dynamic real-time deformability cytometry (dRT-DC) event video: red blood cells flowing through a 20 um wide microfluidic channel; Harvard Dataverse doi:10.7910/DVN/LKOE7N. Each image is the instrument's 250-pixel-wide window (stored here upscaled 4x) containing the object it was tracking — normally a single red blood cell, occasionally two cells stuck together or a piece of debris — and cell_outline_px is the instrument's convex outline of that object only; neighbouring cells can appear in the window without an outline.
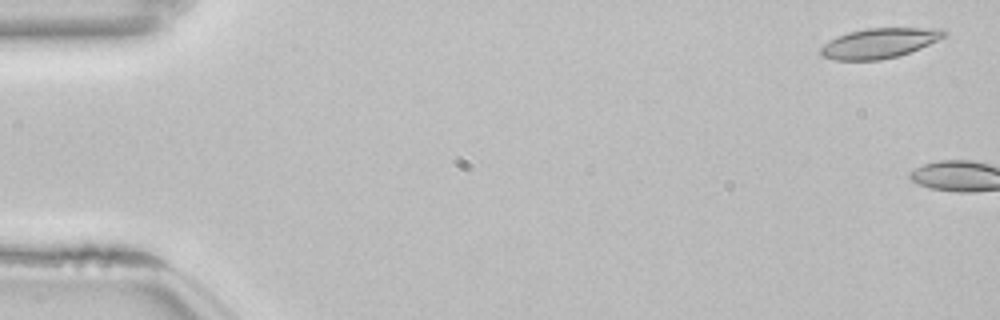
{"species": "common noctule bat (a hibernating species)", "species_latin": "Nyctalus noctula", "temperature_condition": "room temperature", "stored_images_in_passage": 4, "camera_frame_rate_fps": 3000, "um_per_image_px": 0.085, "animal": {"sex": "female", "body_mass_g": 22.7, "forearm_length_mm": 54.2}, "frame": {"image": 1, "passage_image": 1, "time_ms": 0.0, "image_size_px": [1000, 320], "cell_outline_px": [[948, 36], [920, 48], [896, 56], [880, 60], [832, 60], [820, 56], [820, 48], [828, 40], [836, 36], [848, 32], [868, 28], [944, 28], [948, 32]], "centroid_in_image_um": [74.74, 3.66], "position_along_channel_um": 10.3, "area_um2": 21.79}}